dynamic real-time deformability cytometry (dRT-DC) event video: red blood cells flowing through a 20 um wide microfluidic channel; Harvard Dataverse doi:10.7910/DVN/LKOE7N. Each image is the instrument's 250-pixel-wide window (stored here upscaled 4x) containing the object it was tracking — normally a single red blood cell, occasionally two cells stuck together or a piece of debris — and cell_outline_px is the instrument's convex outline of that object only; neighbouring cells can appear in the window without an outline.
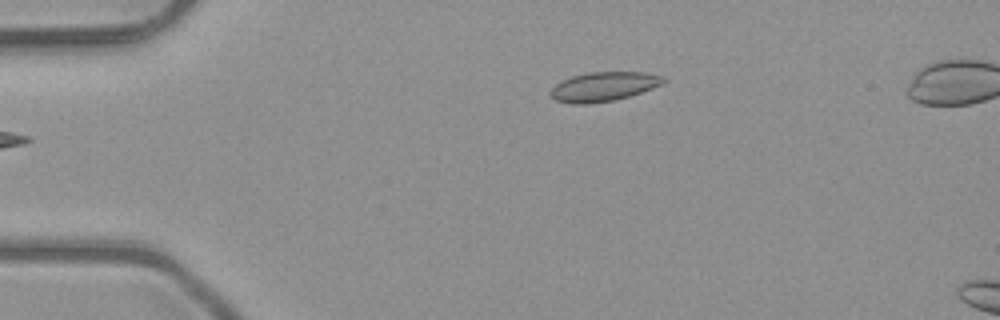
{"species": "common noctule bat (a hibernating species)", "species_latin": "Nyctalus noctula", "temperature_condition": "room temperature", "stored_images_in_passage": 6, "camera_frame_rate_fps": 3000, "um_per_image_px": 0.085, "animal": {"sex": "male", "body_mass_g": 23.1, "forearm_length_mm": 52.7}, "frame": {"image": 1, "passage_image": 6, "time_ms": 1.667, "image_size_px": [1000, 320], "cell_outline_px": [[668, 80], [664, 84], [628, 96], [612, 100], [588, 104], [572, 104], [556, 100], [548, 92], [560, 80], [572, 76], [588, 72], [648, 72], [664, 76]], "centroid_in_image_um": [51.32, 7.34], "position_along_channel_um": 33.7, "area_um2": 19.36}}